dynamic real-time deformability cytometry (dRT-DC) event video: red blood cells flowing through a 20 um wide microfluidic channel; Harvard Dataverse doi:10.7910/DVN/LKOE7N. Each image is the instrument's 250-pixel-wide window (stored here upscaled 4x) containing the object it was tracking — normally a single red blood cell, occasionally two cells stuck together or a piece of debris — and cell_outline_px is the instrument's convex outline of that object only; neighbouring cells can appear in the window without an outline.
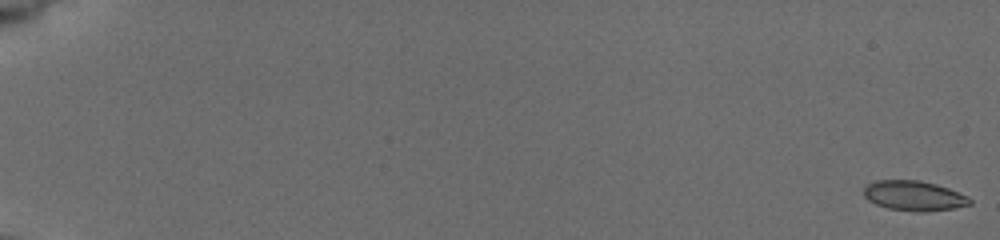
{"species": "common noctule bat (a hibernating species)", "species_latin": "Nyctalus noctula", "temperature_condition": "cold", "stored_images_in_passage": 56, "camera_frame_rate_fps": 3000, "um_per_image_px": 0.085, "animal": {"sex": "female", "body_mass_g": 19.5, "forearm_length_mm": 54.1}, "frame": {"image": 1, "passage_image": 1, "time_ms": 0.0, "image_size_px": [1000, 240], "cell_outline_px": [[972, 204], [956, 208], [924, 212], [916, 212], [888, 208], [876, 204], [868, 200], [864, 196], [864, 184], [876, 180], [920, 180], [936, 184], [948, 188], [968, 196], [972, 200]], "centroid_in_image_um": [77.69, 16.64], "position_along_channel_um": 7.3, "area_um2": 18.73}}
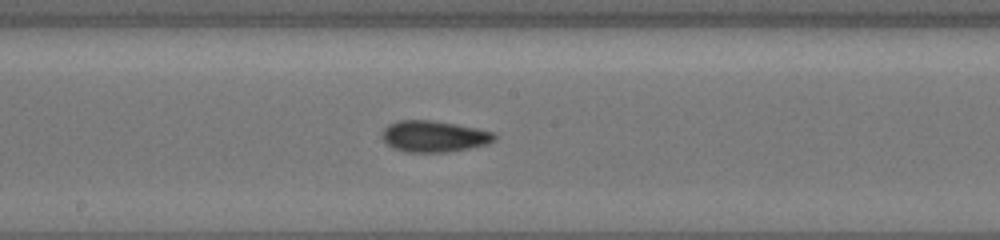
{"frame": {"image": 2, "passage_image": 33, "time_ms": 10.667, "image_size_px": [1000, 240], "cell_outline_px": [[496, 140], [488, 144], [448, 152], [404, 152], [392, 148], [380, 136], [380, 132], [388, 124], [396, 120], [432, 120], [456, 124], [476, 128], [492, 132], [496, 136]], "centroid_in_image_um": [36.84, 11.59], "position_along_channel_um": 211.4, "area_um2": 20.69}}
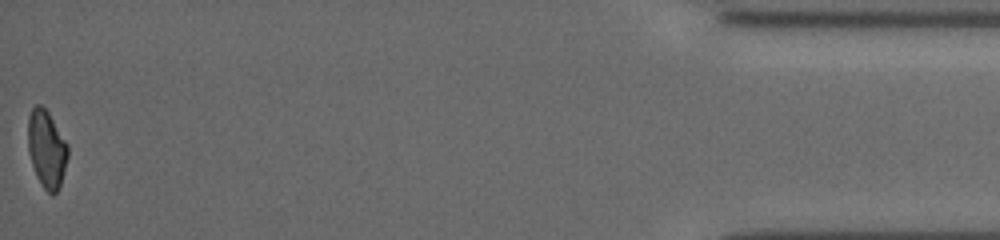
{"frame": {"image": 3, "passage_image": 56, "time_ms": 18.333, "image_size_px": [1000, 240], "cell_outline_px": [[68, 156], [60, 184], [56, 192], [52, 196], [40, 184], [36, 176], [28, 152], [28, 116], [32, 108], [36, 104], [40, 104], [48, 112], [68, 144]], "centroid_in_image_um": [3.95, 12.66], "position_along_channel_um": 431.2, "area_um2": 17.98}, "authors_computed_cell_mechanics": {"area_um2": 19.074, "velocity_mm_per_s": 3.8848, "shape_relaxation_time_tau1_ms": 4.8379, "shape_relaxation_time_tau2_ms": 2.611, "deformation_change_tau1": 0.1058, "deformation_change_tau2": 0.0715}}